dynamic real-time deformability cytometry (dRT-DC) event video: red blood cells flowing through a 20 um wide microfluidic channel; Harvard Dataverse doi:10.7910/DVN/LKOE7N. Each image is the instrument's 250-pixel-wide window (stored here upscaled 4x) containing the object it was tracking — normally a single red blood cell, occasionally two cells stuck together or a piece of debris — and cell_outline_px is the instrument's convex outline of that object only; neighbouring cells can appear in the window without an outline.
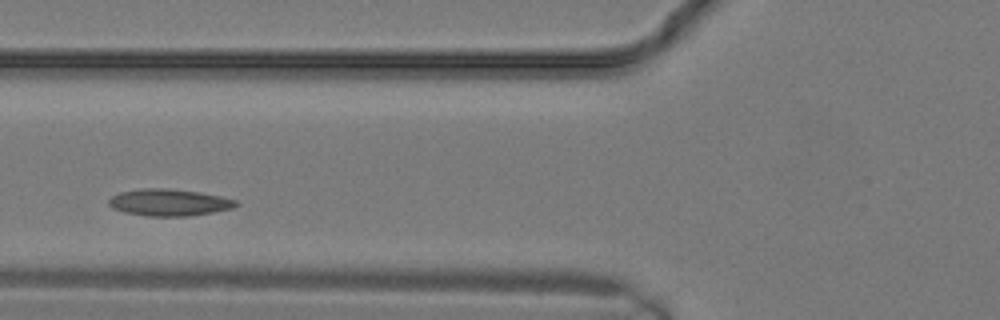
{"species": "common noctule bat (a hibernating species)", "species_latin": "Nyctalus noctula", "temperature_condition": "warm", "stored_images_in_passage": 6, "camera_frame_rate_fps": 3000, "um_per_image_px": 0.085, "animal": {"sex": "male", "body_mass_g": 19.2, "forearm_length_mm": 51.8}, "frame": {"image": 1, "passage_image": 5, "time_ms": 1.333, "image_size_px": [1000, 320], "cell_outline_px": [[240, 204], [232, 208], [212, 212], [188, 216], [148, 216], [124, 212], [112, 208], [108, 204], [108, 200], [112, 196], [120, 192], [144, 188], [168, 188], [200, 192], [220, 196], [236, 200]], "centroid_in_image_um": [14.36, 17.2], "position_along_channel_um": 111.4, "area_um2": 19.88}}